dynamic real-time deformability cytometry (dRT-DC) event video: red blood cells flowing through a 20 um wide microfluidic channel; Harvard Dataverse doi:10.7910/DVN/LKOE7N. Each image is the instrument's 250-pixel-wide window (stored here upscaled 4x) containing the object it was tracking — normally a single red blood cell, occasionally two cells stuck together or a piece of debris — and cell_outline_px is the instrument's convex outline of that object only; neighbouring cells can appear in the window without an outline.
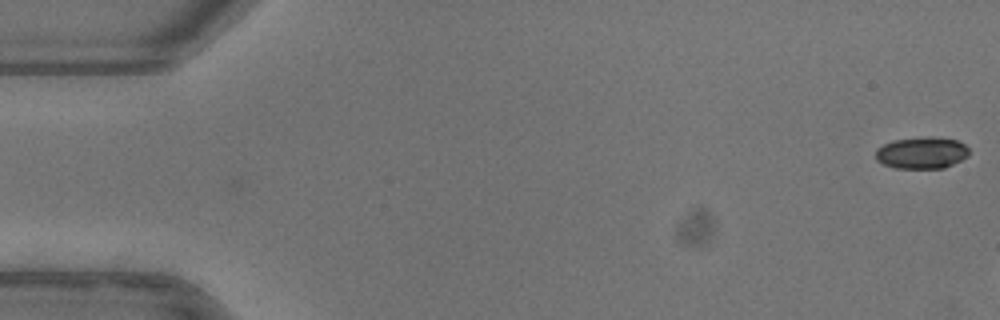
{"species": "common noctule bat (a hibernating species)", "species_latin": "Nyctalus noctula", "temperature_condition": "warm", "stored_images_in_passage": 8, "camera_frame_rate_fps": 3000, "um_per_image_px": 0.085, "animal": {"sex": "female"}, "frame": {"image": 1, "passage_image": 1, "time_ms": 0.0, "image_size_px": [1000, 320], "cell_outline_px": [[968, 156], [944, 168], [896, 168], [884, 164], [876, 160], [876, 148], [892, 140], [928, 136], [932, 136], [956, 140], [964, 144], [968, 148]], "centroid_in_image_um": [78.33, 12.98], "position_along_channel_um": 6.7, "area_um2": 17.28}}